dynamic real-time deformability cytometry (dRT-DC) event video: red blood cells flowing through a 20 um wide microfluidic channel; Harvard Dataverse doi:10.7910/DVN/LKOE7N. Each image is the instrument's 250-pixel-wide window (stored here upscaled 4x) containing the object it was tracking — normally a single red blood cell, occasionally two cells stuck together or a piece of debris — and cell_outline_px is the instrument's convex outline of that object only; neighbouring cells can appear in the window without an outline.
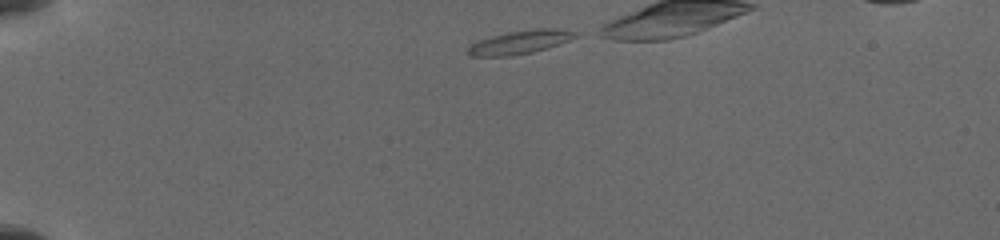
{"species": "common noctule bat (a hibernating species)", "species_latin": "Nyctalus noctula", "temperature_condition": "cold", "stored_images_in_passage": 21, "camera_frame_rate_fps": 3000, "um_per_image_px": 0.085, "animal": {"sex": "female", "body_mass_g": 19.5, "forearm_length_mm": 54.1}, "frame": {"image": 1, "passage_image": 1, "time_ms": 0.0, "image_size_px": [1000, 240], "cell_outline_px": [[580, 36], [532, 52], [512, 56], [468, 56], [468, 48], [476, 40], [508, 32], [536, 28], [556, 28], [576, 32]], "centroid_in_image_um": [44.17, 3.57], "position_along_channel_um": 40.8, "area_um2": 14.57}}
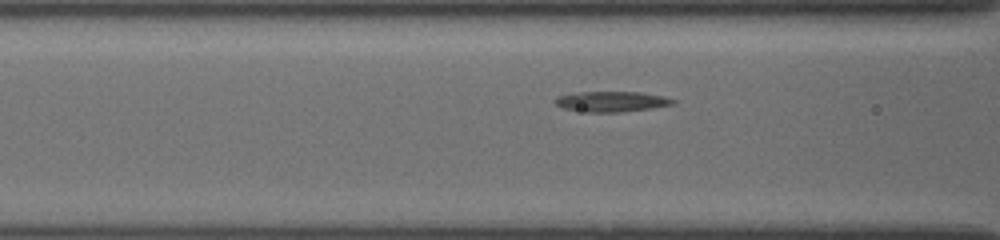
{"frame": {"image": 2, "passage_image": 13, "time_ms": 3.333, "image_size_px": [1000, 240], "cell_outline_px": [[676, 104], [624, 112], [588, 112], [564, 108], [556, 104], [552, 100], [560, 96], [580, 92], [640, 92], [664, 96], [676, 100]], "centroid_in_image_um": [52.03, 8.63], "position_along_channel_um": 114.6, "area_um2": 13.93}}
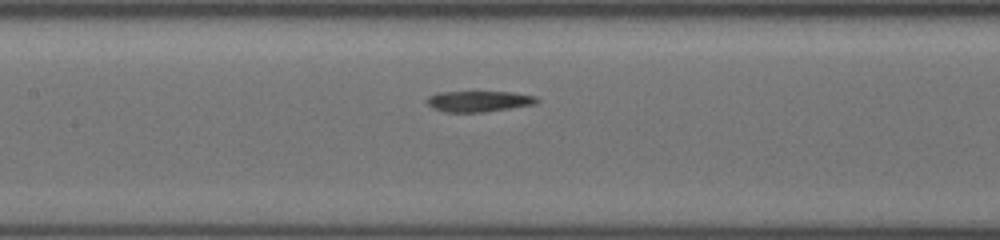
{"frame": {"image": 3, "passage_image": 18, "time_ms": 4.667, "image_size_px": [1000, 240], "cell_outline_px": [[540, 100], [532, 104], [484, 112], [444, 112], [428, 104], [424, 100], [428, 96], [436, 92], [512, 92], [536, 96]], "centroid_in_image_um": [40.65, 8.6], "position_along_channel_um": 166.7, "area_um2": 13.24}}